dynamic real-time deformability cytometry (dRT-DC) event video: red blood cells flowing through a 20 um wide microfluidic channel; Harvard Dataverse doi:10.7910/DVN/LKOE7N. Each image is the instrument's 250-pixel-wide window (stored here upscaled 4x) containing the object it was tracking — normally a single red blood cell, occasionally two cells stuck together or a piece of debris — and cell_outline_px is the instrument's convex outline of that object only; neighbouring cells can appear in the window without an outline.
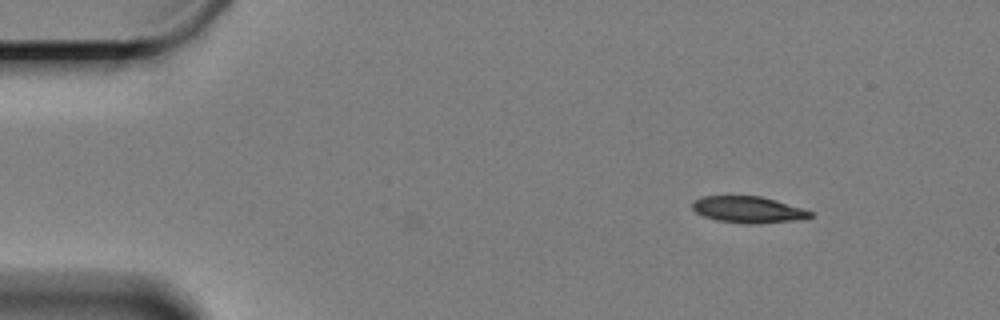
{"species": "Egyptian fruit bat (a non-hibernating species)", "species_latin": "Rousettus aegyptiacus", "temperature_condition": "cold", "stored_images_in_passage": 10, "camera_frame_rate_fps": 3000, "um_per_image_px": 0.085, "animal": {"sex": "female"}, "frame": {"image": 1, "passage_image": 1, "time_ms": 0.0, "image_size_px": [1000, 320], "cell_outline_px": [[812, 216], [800, 220], [752, 224], [748, 224], [716, 220], [704, 216], [696, 212], [692, 208], [692, 200], [700, 196], [760, 196], [776, 200], [812, 212]], "centroid_in_image_um": [63.55, 17.81], "position_along_channel_um": 21.5, "area_um2": 18.15}}